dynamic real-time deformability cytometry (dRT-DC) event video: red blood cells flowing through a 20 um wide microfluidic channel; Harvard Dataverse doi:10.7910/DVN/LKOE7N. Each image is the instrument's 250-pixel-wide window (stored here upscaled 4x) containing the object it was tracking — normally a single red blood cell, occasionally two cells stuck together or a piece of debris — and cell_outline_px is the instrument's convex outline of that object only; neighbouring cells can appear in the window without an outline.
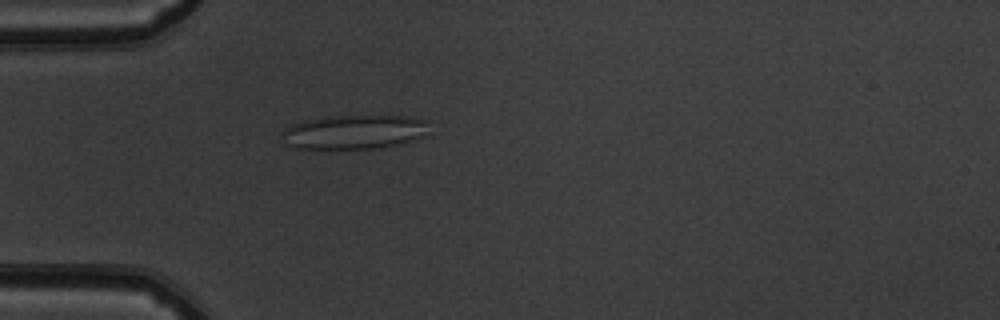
{"species": "common noctule bat (a hibernating species)", "species_latin": "Nyctalus noctula", "temperature_condition": "warm", "stored_images_in_passage": 52, "camera_frame_rate_fps": 3000, "um_per_image_px": 0.085, "animal": {"sex": "male", "body_mass_g": 19.5, "forearm_length_mm": 54.6}, "frame": {"image": 1, "passage_image": 15, "time_ms": 4.667, "image_size_px": [1000, 320], "cell_outline_px": [[428, 132], [420, 136], [396, 144], [376, 148], [296, 148], [288, 144], [280, 132], [284, 128], [292, 124], [304, 120], [328, 116], [408, 116], [428, 120]], "centroid_in_image_um": [30.08, 11.19], "position_along_channel_um": 54.9, "area_um2": 28.9}}
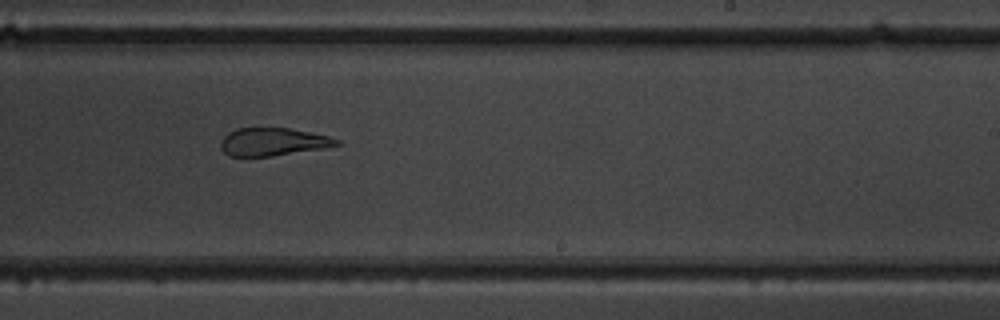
{"frame": {"image": 2, "passage_image": 32, "time_ms": 10.333, "image_size_px": [1000, 320], "cell_outline_px": [[340, 144], [324, 148], [272, 156], [228, 156], [220, 148], [220, 140], [228, 132], [236, 128], [288, 128], [328, 136], [340, 140]], "centroid_in_image_um": [23.15, 12.06], "position_along_channel_um": 265.8, "area_um2": 18.79}}
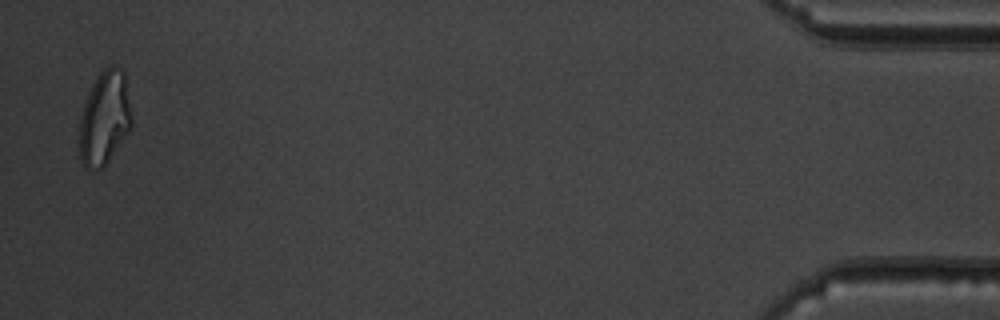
{"frame": {"image": 3, "passage_image": 51, "time_ms": 16.667, "image_size_px": [1000, 320], "cell_outline_px": [[132, 124], [104, 168], [96, 172], [88, 168], [84, 164], [80, 156], [80, 120], [84, 104], [96, 76], [104, 68], [112, 64], [124, 72], [132, 120]], "centroid_in_image_um": [8.88, 10.05], "position_along_channel_um": 426.3, "area_um2": 28.15}, "authors_computed_cell_mechanics": {"area_um2": 25.2297, "velocity_mm_per_s": 3.8549, "shape_relaxation_time_tau1_ms": null, "shape_relaxation_time_tau2_ms": 1.9227, "deformation_change_tau1": null, "deformation_change_tau2": 0.1215}}